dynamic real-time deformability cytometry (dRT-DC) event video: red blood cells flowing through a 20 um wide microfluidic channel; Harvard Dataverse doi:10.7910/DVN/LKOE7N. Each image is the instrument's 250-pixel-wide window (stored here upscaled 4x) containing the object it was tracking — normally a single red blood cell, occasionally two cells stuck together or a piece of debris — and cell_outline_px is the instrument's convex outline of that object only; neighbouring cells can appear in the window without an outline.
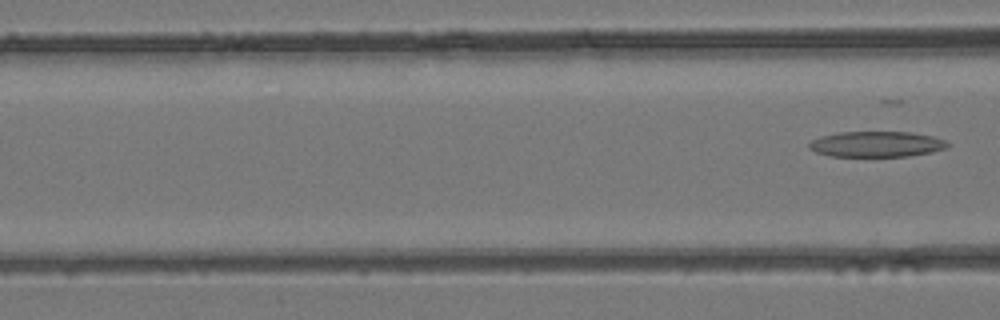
{"species": "common noctule bat (a hibernating species)", "species_latin": "Nyctalus noctula", "temperature_condition": "room temperature", "stored_images_in_passage": 3, "camera_frame_rate_fps": 3000, "um_per_image_px": 0.085, "animal": {"sex": "female", "body_mass_g": 24.6, "forearm_length_mm": 56.2}, "frame": {"image": 1, "passage_image": 3, "time_ms": 0.667, "image_size_px": [1000, 320], "cell_outline_px": [[948, 148], [932, 152], [908, 156], [828, 156], [816, 152], [808, 148], [808, 144], [812, 140], [820, 136], [840, 132], [908, 132], [932, 136], [948, 140]], "centroid_in_image_um": [74.51, 12.25], "position_along_channel_um": 92.1, "area_um2": 20.75}}